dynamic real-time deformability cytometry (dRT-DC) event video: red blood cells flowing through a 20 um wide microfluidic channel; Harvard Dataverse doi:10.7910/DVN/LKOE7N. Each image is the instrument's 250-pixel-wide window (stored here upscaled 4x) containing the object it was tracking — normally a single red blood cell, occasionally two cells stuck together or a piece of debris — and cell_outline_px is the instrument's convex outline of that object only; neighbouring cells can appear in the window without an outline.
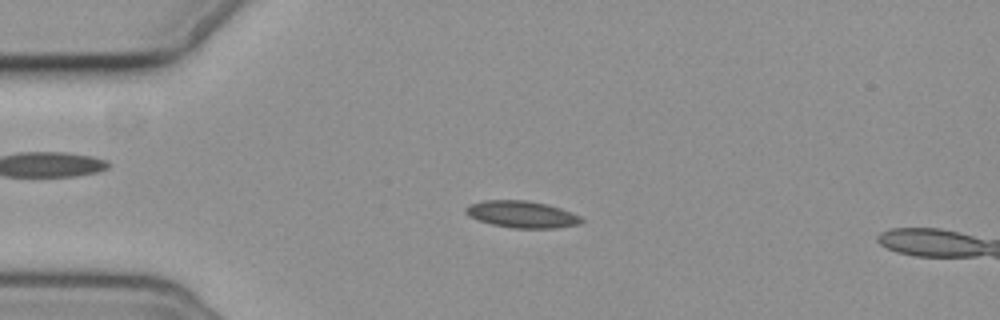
{"species": "common noctule bat (a hibernating species)", "species_latin": "Nyctalus noctula", "temperature_condition": "cold", "stored_images_in_passage": 5, "camera_frame_rate_fps": 3000, "um_per_image_px": 0.085, "animal": {"sex": "female", "body_mass_g": 19.3, "forearm_length_mm": 54.1}, "frame": {"image": 1, "passage_image": 4, "time_ms": 3.333, "image_size_px": [1000, 320], "cell_outline_px": [[584, 220], [580, 224], [556, 228], [512, 228], [492, 224], [476, 220], [468, 216], [464, 212], [464, 208], [468, 204], [484, 200], [524, 200], [548, 204], [572, 212], [580, 216]], "centroid_in_image_um": [44.33, 18.21], "position_along_channel_um": 40.7, "area_um2": 18.32}}